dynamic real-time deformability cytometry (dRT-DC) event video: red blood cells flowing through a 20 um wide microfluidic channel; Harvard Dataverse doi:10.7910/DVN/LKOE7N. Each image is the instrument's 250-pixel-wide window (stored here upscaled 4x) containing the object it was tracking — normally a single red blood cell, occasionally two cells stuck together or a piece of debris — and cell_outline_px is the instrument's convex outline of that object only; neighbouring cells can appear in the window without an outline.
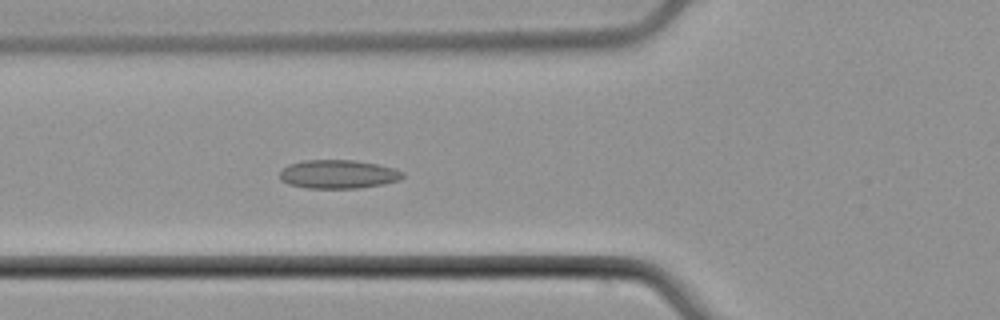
{"species": "common noctule bat (a hibernating species)", "species_latin": "Nyctalus noctula", "temperature_condition": "cold", "stored_images_in_passage": 46, "camera_frame_rate_fps": 3000, "um_per_image_px": 0.085, "animal": {"sex": "male", "body_mass_g": 21.5, "forearm_length_mm": 52.0}, "frame": {"image": 1, "passage_image": 13, "time_ms": 4.0, "image_size_px": [1000, 320], "cell_outline_px": [[404, 176], [400, 180], [384, 184], [356, 188], [308, 188], [288, 184], [280, 180], [280, 172], [288, 164], [304, 160], [356, 160], [376, 164], [392, 168], [404, 172]], "centroid_in_image_um": [28.74, 14.81], "position_along_channel_um": 97.1, "area_um2": 20.52}}
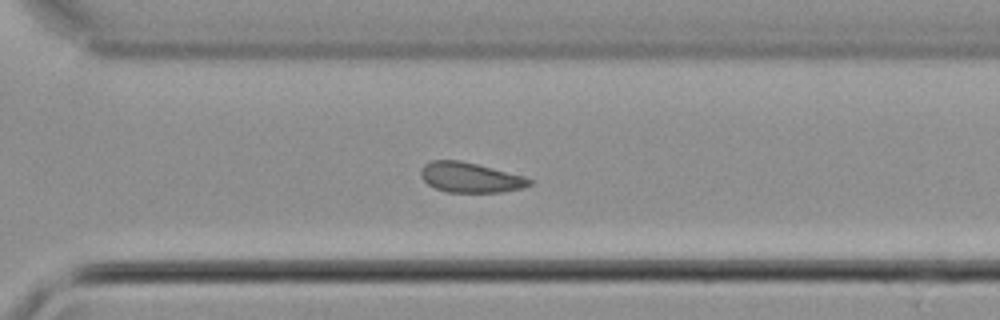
{"frame": {"image": 2, "passage_image": 31, "time_ms": 10.0, "image_size_px": [1000, 320], "cell_outline_px": [[536, 180], [532, 184], [524, 188], [500, 192], [448, 192], [436, 188], [428, 184], [420, 176], [420, 168], [424, 164], [432, 160], [460, 160], [524, 176]], "centroid_in_image_um": [39.99, 15.08], "position_along_channel_um": 330.6, "area_um2": 19.07}}
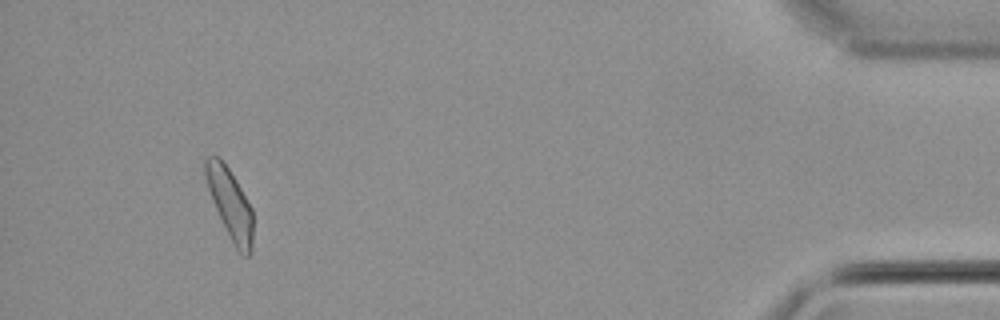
{"frame": {"image": 3, "passage_image": 43, "time_ms": 14.0, "image_size_px": [1000, 320], "cell_outline_px": [[252, 252], [248, 256], [244, 256], [232, 244], [228, 236], [212, 200], [204, 176], [204, 156], [220, 156], [236, 180], [252, 208]], "centroid_in_image_um": [19.53, 17.31], "position_along_channel_um": 415.7, "area_um2": 19.54}}